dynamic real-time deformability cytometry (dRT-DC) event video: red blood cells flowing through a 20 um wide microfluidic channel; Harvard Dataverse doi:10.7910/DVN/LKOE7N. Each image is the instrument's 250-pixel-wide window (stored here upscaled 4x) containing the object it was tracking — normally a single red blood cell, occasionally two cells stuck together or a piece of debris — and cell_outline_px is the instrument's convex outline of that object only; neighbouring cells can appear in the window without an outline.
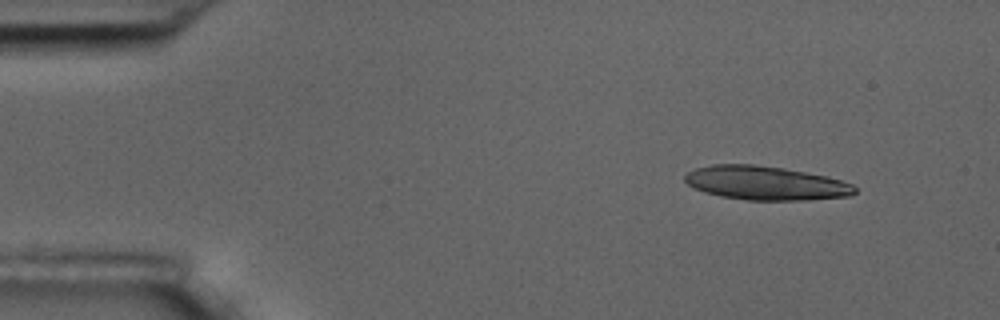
{"species": "common noctule bat (a hibernating species)", "species_latin": "Nyctalus noctula", "temperature_condition": "room temperature", "stored_images_in_passage": 4, "camera_frame_rate_fps": 3000, "um_per_image_px": 0.085, "animal": {"sex": "male", "body_mass_g": 17.5, "forearm_length_mm": 52.3}, "frame": {"image": 1, "passage_image": 1, "time_ms": 0.0, "image_size_px": [1000, 320], "cell_outline_px": [[856, 192], [852, 196], [804, 200], [748, 200], [720, 196], [704, 192], [688, 184], [684, 180], [684, 176], [688, 172], [696, 168], [712, 164], [756, 164], [784, 168], [828, 176], [852, 184], [856, 188]], "centroid_in_image_um": [65.09, 15.56], "position_along_channel_um": 19.9, "area_um2": 33.64}}